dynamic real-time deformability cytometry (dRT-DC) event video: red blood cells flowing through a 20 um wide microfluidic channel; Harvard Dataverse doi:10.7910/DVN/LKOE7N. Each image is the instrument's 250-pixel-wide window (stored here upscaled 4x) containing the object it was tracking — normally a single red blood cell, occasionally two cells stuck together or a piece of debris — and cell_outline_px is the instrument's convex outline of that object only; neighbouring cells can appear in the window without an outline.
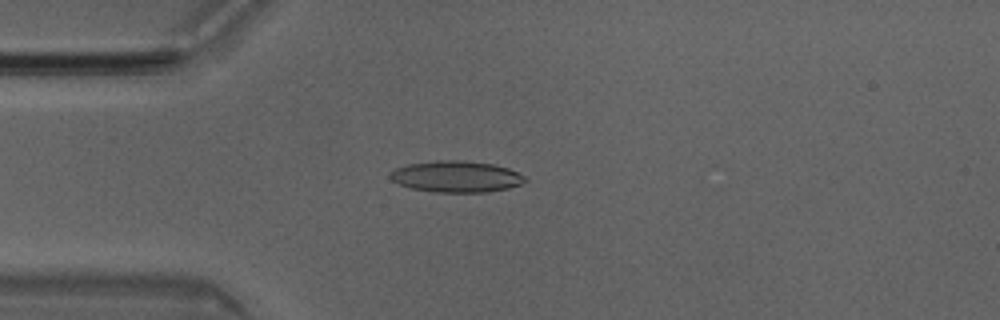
{"species": "Egyptian fruit bat (a non-hibernating species)", "species_latin": "Rousettus aegyptiacus", "temperature_condition": "room temperature", "stored_images_in_passage": 38, "camera_frame_rate_fps": 3000, "um_per_image_px": 0.085, "animal": {"sex": "male"}, "frame": {"image": 1, "passage_image": 1, "time_ms": 0.0, "image_size_px": [1000, 320], "cell_outline_px": [[528, 180], [520, 184], [508, 188], [488, 192], [432, 192], [412, 188], [400, 184], [392, 180], [388, 176], [396, 168], [408, 164], [436, 160], [460, 160], [492, 164], [508, 168], [524, 176]], "centroid_in_image_um": [38.78, 15.01], "position_along_channel_um": 46.2, "area_um2": 24.51}}
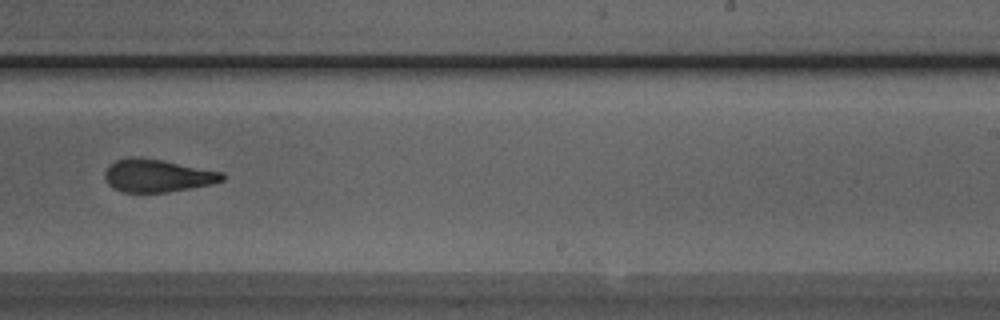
{"frame": {"image": 2, "passage_image": 19, "time_ms": 6.0, "image_size_px": [1000, 320], "cell_outline_px": [[224, 180], [212, 184], [168, 192], [120, 192], [112, 188], [108, 184], [104, 176], [104, 172], [116, 160], [132, 156], [140, 156], [224, 172]], "centroid_in_image_um": [13.37, 14.93], "position_along_channel_um": 275.6, "area_um2": 22.48}}
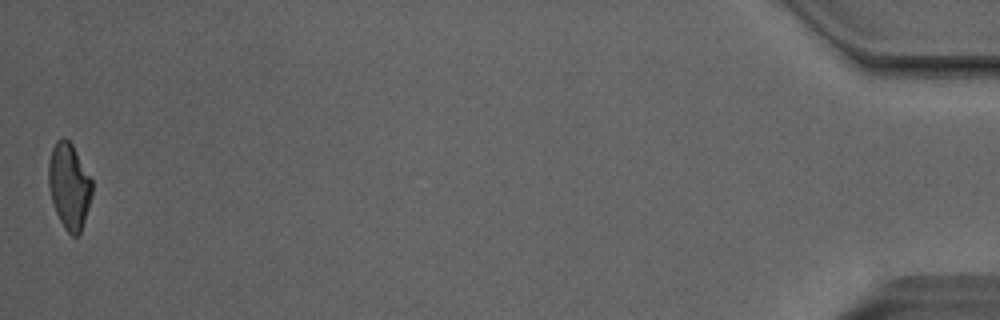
{"frame": {"image": 3, "passage_image": 38, "time_ms": 12.333, "image_size_px": [1000, 320], "cell_outline_px": [[92, 196], [80, 232], [76, 236], [72, 236], [64, 228], [56, 212], [52, 200], [48, 184], [48, 160], [52, 148], [56, 140], [64, 136], [72, 144], [92, 180]], "centroid_in_image_um": [5.86, 15.78], "position_along_channel_um": 429.3, "area_um2": 21.68}, "authors_computed_cell_mechanics": {"area_um2": 22.9466, "velocity_mm_per_s": 4.0463, "shape_relaxation_time_tau1_ms": null, "shape_relaxation_time_tau2_ms": 2.079, "deformation_change_tau1": null, "deformation_change_tau2": 0.1108}}